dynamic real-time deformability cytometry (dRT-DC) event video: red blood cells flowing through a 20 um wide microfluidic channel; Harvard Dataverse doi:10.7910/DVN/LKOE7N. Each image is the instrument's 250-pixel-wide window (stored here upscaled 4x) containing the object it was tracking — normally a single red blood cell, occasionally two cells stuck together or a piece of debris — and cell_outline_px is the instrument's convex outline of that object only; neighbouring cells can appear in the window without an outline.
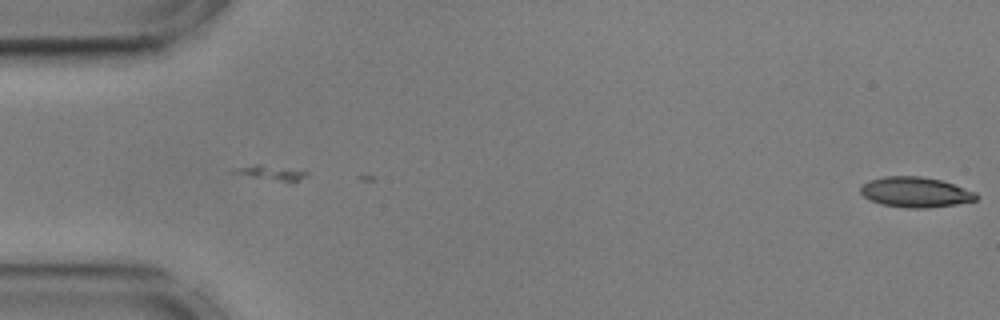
{"species": "common noctule bat (a hibernating species)", "species_latin": "Nyctalus noctula", "temperature_condition": "cold", "stored_images_in_passage": 5, "camera_frame_rate_fps": 3000, "um_per_image_px": 0.085, "animal": {"sex": "male", "body_mass_g": 17.9, "forearm_length_mm": 54.2}, "frame": {"image": 1, "passage_image": 5, "time_ms": 1.333, "image_size_px": [1000, 320], "cell_outline_px": [[980, 196], [976, 200], [956, 204], [928, 208], [908, 208], [880, 204], [864, 196], [860, 192], [860, 188], [868, 180], [884, 176], [920, 176], [940, 180], [976, 192]], "centroid_in_image_um": [77.81, 16.33], "position_along_channel_um": 7.2, "area_um2": 20.35}}